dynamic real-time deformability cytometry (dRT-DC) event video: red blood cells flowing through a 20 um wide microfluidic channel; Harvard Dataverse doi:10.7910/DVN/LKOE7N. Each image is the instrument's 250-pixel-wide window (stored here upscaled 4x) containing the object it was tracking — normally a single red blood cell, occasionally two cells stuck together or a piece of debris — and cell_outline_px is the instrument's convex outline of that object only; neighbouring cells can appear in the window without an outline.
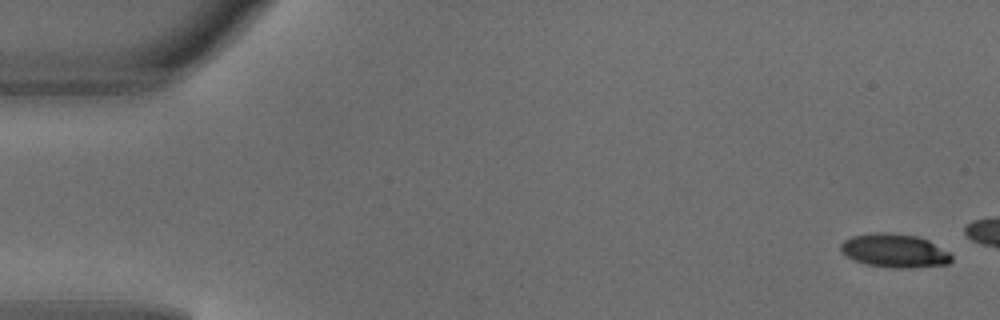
{"species": "common noctule bat (a hibernating species)", "species_latin": "Nyctalus noctula", "temperature_condition": "warm", "stored_images_in_passage": 5, "camera_frame_rate_fps": 3000, "um_per_image_px": 0.085, "animal": {"sex": "male", "body_mass_g": 18.8}, "frame": {"image": 1, "passage_image": 1, "time_ms": 0.0, "image_size_px": [1000, 320], "cell_outline_px": [[952, 260], [948, 264], [908, 268], [892, 268], [868, 264], [852, 260], [840, 252], [840, 244], [844, 240], [852, 236], [876, 232], [892, 232], [916, 236], [928, 240], [948, 252], [952, 256]], "centroid_in_image_um": [76.0, 21.3], "position_along_channel_um": 9.0, "area_um2": 21.79}}
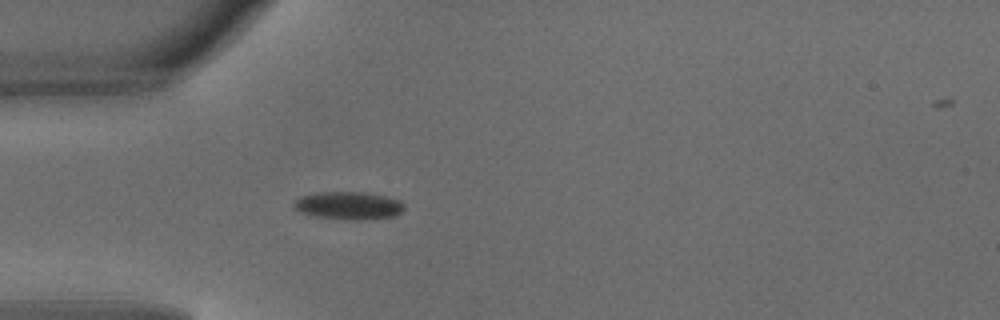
{"frame": {"image": 2, "passage_image": 5, "time_ms": 1.333, "image_size_px": [1000, 320], "cell_outline_px": [[404, 208], [400, 212], [392, 216], [360, 220], [316, 216], [300, 212], [292, 208], [292, 204], [300, 196], [320, 192], [364, 192], [384, 196], [400, 200], [404, 204]], "centroid_in_image_um": [29.59, 17.46], "position_along_channel_um": 55.4, "area_um2": 17.63}}